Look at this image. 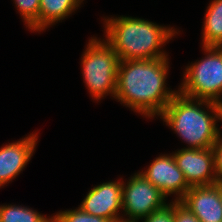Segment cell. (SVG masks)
<instances>
[{"label": "cell", "mask_w": 222, "mask_h": 222, "mask_svg": "<svg viewBox=\"0 0 222 222\" xmlns=\"http://www.w3.org/2000/svg\"><path fill=\"white\" fill-rule=\"evenodd\" d=\"M191 149L211 148L221 134L222 105L177 93L159 116Z\"/></svg>", "instance_id": "3957f363"}, {"label": "cell", "mask_w": 222, "mask_h": 222, "mask_svg": "<svg viewBox=\"0 0 222 222\" xmlns=\"http://www.w3.org/2000/svg\"><path fill=\"white\" fill-rule=\"evenodd\" d=\"M172 154L190 187L208 186L218 182L212 147L206 149L181 148L176 149Z\"/></svg>", "instance_id": "ba28073f"}, {"label": "cell", "mask_w": 222, "mask_h": 222, "mask_svg": "<svg viewBox=\"0 0 222 222\" xmlns=\"http://www.w3.org/2000/svg\"><path fill=\"white\" fill-rule=\"evenodd\" d=\"M155 210L149 216L140 219L142 222H174V200Z\"/></svg>", "instance_id": "e0dca14e"}, {"label": "cell", "mask_w": 222, "mask_h": 222, "mask_svg": "<svg viewBox=\"0 0 222 222\" xmlns=\"http://www.w3.org/2000/svg\"><path fill=\"white\" fill-rule=\"evenodd\" d=\"M81 71L85 87L93 100L115 98L119 57L104 39L90 37L81 54Z\"/></svg>", "instance_id": "277c9868"}, {"label": "cell", "mask_w": 222, "mask_h": 222, "mask_svg": "<svg viewBox=\"0 0 222 222\" xmlns=\"http://www.w3.org/2000/svg\"><path fill=\"white\" fill-rule=\"evenodd\" d=\"M28 31L39 33L40 0H12Z\"/></svg>", "instance_id": "9a60e30c"}, {"label": "cell", "mask_w": 222, "mask_h": 222, "mask_svg": "<svg viewBox=\"0 0 222 222\" xmlns=\"http://www.w3.org/2000/svg\"><path fill=\"white\" fill-rule=\"evenodd\" d=\"M110 222H136V221L125 220V219L121 218V219H117V220L110 221Z\"/></svg>", "instance_id": "ffe728a7"}, {"label": "cell", "mask_w": 222, "mask_h": 222, "mask_svg": "<svg viewBox=\"0 0 222 222\" xmlns=\"http://www.w3.org/2000/svg\"><path fill=\"white\" fill-rule=\"evenodd\" d=\"M123 177L92 186L81 204L83 211L109 221L122 218ZM121 212V213H120Z\"/></svg>", "instance_id": "9c48e42d"}, {"label": "cell", "mask_w": 222, "mask_h": 222, "mask_svg": "<svg viewBox=\"0 0 222 222\" xmlns=\"http://www.w3.org/2000/svg\"><path fill=\"white\" fill-rule=\"evenodd\" d=\"M214 152L215 172L218 181H222V132L217 142L212 146Z\"/></svg>", "instance_id": "d6986e66"}, {"label": "cell", "mask_w": 222, "mask_h": 222, "mask_svg": "<svg viewBox=\"0 0 222 222\" xmlns=\"http://www.w3.org/2000/svg\"><path fill=\"white\" fill-rule=\"evenodd\" d=\"M38 135V132L28 133L25 137L0 147V189L13 182L32 160Z\"/></svg>", "instance_id": "30bf717a"}, {"label": "cell", "mask_w": 222, "mask_h": 222, "mask_svg": "<svg viewBox=\"0 0 222 222\" xmlns=\"http://www.w3.org/2000/svg\"><path fill=\"white\" fill-rule=\"evenodd\" d=\"M85 0H40L39 33L74 14Z\"/></svg>", "instance_id": "7c38bea8"}, {"label": "cell", "mask_w": 222, "mask_h": 222, "mask_svg": "<svg viewBox=\"0 0 222 222\" xmlns=\"http://www.w3.org/2000/svg\"><path fill=\"white\" fill-rule=\"evenodd\" d=\"M174 222H200L180 200H174Z\"/></svg>", "instance_id": "ac0fdd59"}, {"label": "cell", "mask_w": 222, "mask_h": 222, "mask_svg": "<svg viewBox=\"0 0 222 222\" xmlns=\"http://www.w3.org/2000/svg\"><path fill=\"white\" fill-rule=\"evenodd\" d=\"M201 47L205 56L185 66L178 92L222 105V47Z\"/></svg>", "instance_id": "5b68a950"}, {"label": "cell", "mask_w": 222, "mask_h": 222, "mask_svg": "<svg viewBox=\"0 0 222 222\" xmlns=\"http://www.w3.org/2000/svg\"><path fill=\"white\" fill-rule=\"evenodd\" d=\"M169 62V57L119 61L114 100L148 119L159 117L178 93L167 87Z\"/></svg>", "instance_id": "6da1fadb"}, {"label": "cell", "mask_w": 222, "mask_h": 222, "mask_svg": "<svg viewBox=\"0 0 222 222\" xmlns=\"http://www.w3.org/2000/svg\"><path fill=\"white\" fill-rule=\"evenodd\" d=\"M0 222H53V216L25 205L3 204L0 205Z\"/></svg>", "instance_id": "5bb4252c"}, {"label": "cell", "mask_w": 222, "mask_h": 222, "mask_svg": "<svg viewBox=\"0 0 222 222\" xmlns=\"http://www.w3.org/2000/svg\"><path fill=\"white\" fill-rule=\"evenodd\" d=\"M220 200L222 204V181H220Z\"/></svg>", "instance_id": "44dd1931"}, {"label": "cell", "mask_w": 222, "mask_h": 222, "mask_svg": "<svg viewBox=\"0 0 222 222\" xmlns=\"http://www.w3.org/2000/svg\"><path fill=\"white\" fill-rule=\"evenodd\" d=\"M107 17V18H106ZM104 16V39L119 60H151L168 57L163 47L181 30L132 16Z\"/></svg>", "instance_id": "7a4b0ae2"}, {"label": "cell", "mask_w": 222, "mask_h": 222, "mask_svg": "<svg viewBox=\"0 0 222 222\" xmlns=\"http://www.w3.org/2000/svg\"><path fill=\"white\" fill-rule=\"evenodd\" d=\"M53 222H110L104 217H98L83 211L79 206L75 209L61 210L52 214Z\"/></svg>", "instance_id": "2e32d148"}, {"label": "cell", "mask_w": 222, "mask_h": 222, "mask_svg": "<svg viewBox=\"0 0 222 222\" xmlns=\"http://www.w3.org/2000/svg\"><path fill=\"white\" fill-rule=\"evenodd\" d=\"M139 172L158 188L166 198L174 195L175 199L172 198V200L175 201L181 200L191 188L183 172L178 168L172 153H161L153 159L147 168Z\"/></svg>", "instance_id": "52a82bcc"}, {"label": "cell", "mask_w": 222, "mask_h": 222, "mask_svg": "<svg viewBox=\"0 0 222 222\" xmlns=\"http://www.w3.org/2000/svg\"><path fill=\"white\" fill-rule=\"evenodd\" d=\"M133 175V176H132ZM122 184V218L139 222L168 203L167 198L142 173L135 172Z\"/></svg>", "instance_id": "8992f818"}, {"label": "cell", "mask_w": 222, "mask_h": 222, "mask_svg": "<svg viewBox=\"0 0 222 222\" xmlns=\"http://www.w3.org/2000/svg\"><path fill=\"white\" fill-rule=\"evenodd\" d=\"M180 201L200 222H222L220 181L208 186H192Z\"/></svg>", "instance_id": "8fae6325"}, {"label": "cell", "mask_w": 222, "mask_h": 222, "mask_svg": "<svg viewBox=\"0 0 222 222\" xmlns=\"http://www.w3.org/2000/svg\"><path fill=\"white\" fill-rule=\"evenodd\" d=\"M204 16L202 46L222 47V0H211Z\"/></svg>", "instance_id": "4fadbf2b"}]
</instances>
